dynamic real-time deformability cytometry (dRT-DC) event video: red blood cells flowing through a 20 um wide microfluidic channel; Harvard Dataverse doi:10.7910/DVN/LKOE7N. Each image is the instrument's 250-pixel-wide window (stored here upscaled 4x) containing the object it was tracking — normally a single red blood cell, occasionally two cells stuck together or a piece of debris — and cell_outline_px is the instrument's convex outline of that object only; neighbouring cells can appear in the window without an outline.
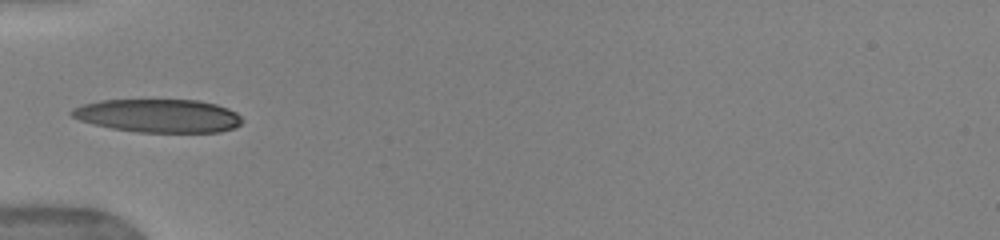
{"species": "human", "species_latin": "Homo sapiens", "temperature_condition": "warm", "stored_images_in_passage": 34, "camera_frame_rate_fps": 3000, "um_per_image_px": 0.085, "donor": {"sex": "female"}, "frame": {"image": 1, "passage_image": 1, "time_ms": 0.0, "image_size_px": [1000, 240], "cell_outline_px": [[244, 120], [236, 128], [220, 132], [140, 132], [112, 128], [92, 124], [80, 120], [72, 116], [68, 112], [72, 108], [84, 104], [100, 100], [200, 100], [216, 104], [228, 108], [236, 112]], "centroid_in_image_um": [13.48, 9.84], "position_along_channel_um": 71.5, "area_um2": 33.23}}
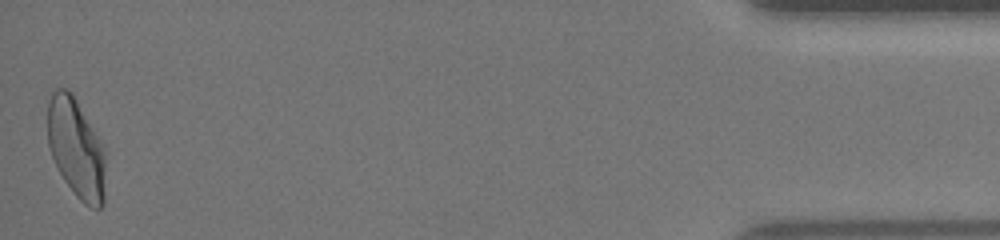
{"frame": {"image": 2, "passage_image": 34, "time_ms": 11.0, "image_size_px": [1000, 240], "cell_outline_px": [[104, 204], [100, 208], [92, 208], [84, 204], [76, 196], [64, 180], [52, 156], [48, 144], [48, 100], [52, 92], [56, 88], [68, 88], [72, 92], [104, 148]], "centroid_in_image_um": [6.46, 12.59], "position_along_channel_um": 428.7, "area_um2": 33.29}, "authors_computed_cell_mechanics": {"area_um2": 32.2813, "velocity_mm_per_s": 3.9622, "shape_relaxation_time_tau1_ms": 4.2464, "shape_relaxation_time_tau2_ms": 1.3298, "deformation_change_tau1": 0.1929, "deformation_change_tau2": 0.0747}}